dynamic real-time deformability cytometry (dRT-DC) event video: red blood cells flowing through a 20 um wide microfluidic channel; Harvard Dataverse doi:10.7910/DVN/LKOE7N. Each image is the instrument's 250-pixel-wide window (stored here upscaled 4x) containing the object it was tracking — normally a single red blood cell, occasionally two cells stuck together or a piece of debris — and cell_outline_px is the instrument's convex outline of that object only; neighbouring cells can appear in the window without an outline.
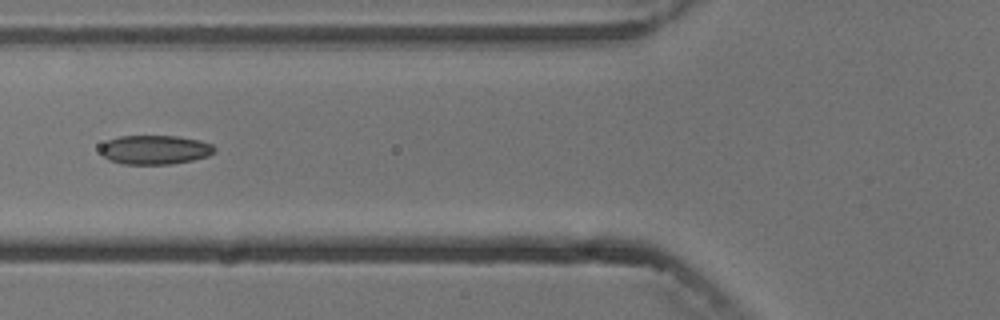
{"species": "common noctule bat (a hibernating species)", "species_latin": "Nyctalus noctula", "temperature_condition": "cold", "stored_images_in_passage": 7, "camera_frame_rate_fps": 3000, "um_per_image_px": 0.085, "animal": {"sex": "male", "body_mass_g": 13.3}, "frame": {"image": 1, "passage_image": 7, "time_ms": 6.667, "image_size_px": [1000, 320], "cell_outline_px": [[216, 152], [208, 156], [192, 160], [172, 164], [124, 164], [108, 160], [100, 152], [100, 148], [108, 140], [120, 136], [176, 136], [200, 140], [212, 144], [216, 148]], "centroid_in_image_um": [13.2, 12.73], "position_along_channel_um": 112.6, "area_um2": 19.42}}